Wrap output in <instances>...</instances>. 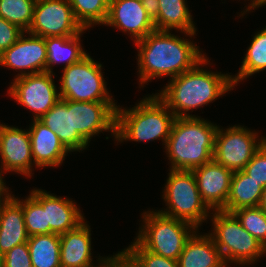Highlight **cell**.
Returning <instances> with one entry per match:
<instances>
[{"label":"cell","mask_w":266,"mask_h":267,"mask_svg":"<svg viewBox=\"0 0 266 267\" xmlns=\"http://www.w3.org/2000/svg\"><path fill=\"white\" fill-rule=\"evenodd\" d=\"M135 240L147 251L177 260L186 241L198 229L192 224L158 211H144Z\"/></svg>","instance_id":"6"},{"label":"cell","mask_w":266,"mask_h":267,"mask_svg":"<svg viewBox=\"0 0 266 267\" xmlns=\"http://www.w3.org/2000/svg\"><path fill=\"white\" fill-rule=\"evenodd\" d=\"M39 121L56 133L70 152H80L89 146V143L77 131H73L72 100L60 98Z\"/></svg>","instance_id":"20"},{"label":"cell","mask_w":266,"mask_h":267,"mask_svg":"<svg viewBox=\"0 0 266 267\" xmlns=\"http://www.w3.org/2000/svg\"><path fill=\"white\" fill-rule=\"evenodd\" d=\"M87 221L60 235L61 267H94L91 251V230Z\"/></svg>","instance_id":"21"},{"label":"cell","mask_w":266,"mask_h":267,"mask_svg":"<svg viewBox=\"0 0 266 267\" xmlns=\"http://www.w3.org/2000/svg\"><path fill=\"white\" fill-rule=\"evenodd\" d=\"M116 109L115 139L149 142L161 139L166 145L175 115L155 94L149 95L131 109Z\"/></svg>","instance_id":"4"},{"label":"cell","mask_w":266,"mask_h":267,"mask_svg":"<svg viewBox=\"0 0 266 267\" xmlns=\"http://www.w3.org/2000/svg\"><path fill=\"white\" fill-rule=\"evenodd\" d=\"M196 230L186 241L178 257L179 267H229L209 234L199 235Z\"/></svg>","instance_id":"22"},{"label":"cell","mask_w":266,"mask_h":267,"mask_svg":"<svg viewBox=\"0 0 266 267\" xmlns=\"http://www.w3.org/2000/svg\"><path fill=\"white\" fill-rule=\"evenodd\" d=\"M215 137L213 160L232 172L242 171L266 141L258 132L240 125L219 128ZM260 140V141H259Z\"/></svg>","instance_id":"9"},{"label":"cell","mask_w":266,"mask_h":267,"mask_svg":"<svg viewBox=\"0 0 266 267\" xmlns=\"http://www.w3.org/2000/svg\"><path fill=\"white\" fill-rule=\"evenodd\" d=\"M263 187L243 171L233 173L228 199L223 211L232 213L240 208L259 206Z\"/></svg>","instance_id":"25"},{"label":"cell","mask_w":266,"mask_h":267,"mask_svg":"<svg viewBox=\"0 0 266 267\" xmlns=\"http://www.w3.org/2000/svg\"><path fill=\"white\" fill-rule=\"evenodd\" d=\"M31 124L28 130L35 168L60 166L70 151L57 134L39 120H33Z\"/></svg>","instance_id":"18"},{"label":"cell","mask_w":266,"mask_h":267,"mask_svg":"<svg viewBox=\"0 0 266 267\" xmlns=\"http://www.w3.org/2000/svg\"><path fill=\"white\" fill-rule=\"evenodd\" d=\"M117 107L115 102L72 101L73 131L88 143L103 131L112 133L115 139Z\"/></svg>","instance_id":"14"},{"label":"cell","mask_w":266,"mask_h":267,"mask_svg":"<svg viewBox=\"0 0 266 267\" xmlns=\"http://www.w3.org/2000/svg\"><path fill=\"white\" fill-rule=\"evenodd\" d=\"M202 201L211 210H222L228 199L233 173L211 160L192 170Z\"/></svg>","instance_id":"15"},{"label":"cell","mask_w":266,"mask_h":267,"mask_svg":"<svg viewBox=\"0 0 266 267\" xmlns=\"http://www.w3.org/2000/svg\"><path fill=\"white\" fill-rule=\"evenodd\" d=\"M170 32L155 30L135 42L138 47L139 84L142 87L151 79L177 77L193 69L205 58L199 46L191 40Z\"/></svg>","instance_id":"1"},{"label":"cell","mask_w":266,"mask_h":267,"mask_svg":"<svg viewBox=\"0 0 266 267\" xmlns=\"http://www.w3.org/2000/svg\"><path fill=\"white\" fill-rule=\"evenodd\" d=\"M232 213L243 228L266 247V211L256 206L240 208Z\"/></svg>","instance_id":"30"},{"label":"cell","mask_w":266,"mask_h":267,"mask_svg":"<svg viewBox=\"0 0 266 267\" xmlns=\"http://www.w3.org/2000/svg\"><path fill=\"white\" fill-rule=\"evenodd\" d=\"M24 33L0 55V66L20 71L15 78L46 72L47 50L43 37ZM30 70V71H29ZM28 71V72H27Z\"/></svg>","instance_id":"13"},{"label":"cell","mask_w":266,"mask_h":267,"mask_svg":"<svg viewBox=\"0 0 266 267\" xmlns=\"http://www.w3.org/2000/svg\"><path fill=\"white\" fill-rule=\"evenodd\" d=\"M82 30L68 0H36L27 33L43 38L70 37Z\"/></svg>","instance_id":"11"},{"label":"cell","mask_w":266,"mask_h":267,"mask_svg":"<svg viewBox=\"0 0 266 267\" xmlns=\"http://www.w3.org/2000/svg\"><path fill=\"white\" fill-rule=\"evenodd\" d=\"M53 76L54 73L41 72L15 78L8 95L33 112L32 120H39L60 100Z\"/></svg>","instance_id":"10"},{"label":"cell","mask_w":266,"mask_h":267,"mask_svg":"<svg viewBox=\"0 0 266 267\" xmlns=\"http://www.w3.org/2000/svg\"><path fill=\"white\" fill-rule=\"evenodd\" d=\"M36 0H0V17L28 32Z\"/></svg>","instance_id":"29"},{"label":"cell","mask_w":266,"mask_h":267,"mask_svg":"<svg viewBox=\"0 0 266 267\" xmlns=\"http://www.w3.org/2000/svg\"><path fill=\"white\" fill-rule=\"evenodd\" d=\"M123 249L130 257L133 267H179L178 261L144 249L136 240Z\"/></svg>","instance_id":"31"},{"label":"cell","mask_w":266,"mask_h":267,"mask_svg":"<svg viewBox=\"0 0 266 267\" xmlns=\"http://www.w3.org/2000/svg\"><path fill=\"white\" fill-rule=\"evenodd\" d=\"M218 125L197 117L175 118L165 145L171 170L192 171L213 160Z\"/></svg>","instance_id":"3"},{"label":"cell","mask_w":266,"mask_h":267,"mask_svg":"<svg viewBox=\"0 0 266 267\" xmlns=\"http://www.w3.org/2000/svg\"><path fill=\"white\" fill-rule=\"evenodd\" d=\"M3 176L0 175V204L1 202L10 194L9 188L6 187V183H4ZM4 196V197H3Z\"/></svg>","instance_id":"39"},{"label":"cell","mask_w":266,"mask_h":267,"mask_svg":"<svg viewBox=\"0 0 266 267\" xmlns=\"http://www.w3.org/2000/svg\"><path fill=\"white\" fill-rule=\"evenodd\" d=\"M25 33L18 26L0 17V55L10 48Z\"/></svg>","instance_id":"35"},{"label":"cell","mask_w":266,"mask_h":267,"mask_svg":"<svg viewBox=\"0 0 266 267\" xmlns=\"http://www.w3.org/2000/svg\"><path fill=\"white\" fill-rule=\"evenodd\" d=\"M23 217L29 237L46 234V209L31 194L23 200Z\"/></svg>","instance_id":"32"},{"label":"cell","mask_w":266,"mask_h":267,"mask_svg":"<svg viewBox=\"0 0 266 267\" xmlns=\"http://www.w3.org/2000/svg\"><path fill=\"white\" fill-rule=\"evenodd\" d=\"M263 188L266 186V141L242 170Z\"/></svg>","instance_id":"33"},{"label":"cell","mask_w":266,"mask_h":267,"mask_svg":"<svg viewBox=\"0 0 266 267\" xmlns=\"http://www.w3.org/2000/svg\"><path fill=\"white\" fill-rule=\"evenodd\" d=\"M27 245L32 267H61L59 234L32 235Z\"/></svg>","instance_id":"26"},{"label":"cell","mask_w":266,"mask_h":267,"mask_svg":"<svg viewBox=\"0 0 266 267\" xmlns=\"http://www.w3.org/2000/svg\"><path fill=\"white\" fill-rule=\"evenodd\" d=\"M104 25L127 32L133 37L134 43L156 30L141 0H110Z\"/></svg>","instance_id":"16"},{"label":"cell","mask_w":266,"mask_h":267,"mask_svg":"<svg viewBox=\"0 0 266 267\" xmlns=\"http://www.w3.org/2000/svg\"><path fill=\"white\" fill-rule=\"evenodd\" d=\"M259 206L266 211V186L263 188V192H262V198L260 201Z\"/></svg>","instance_id":"40"},{"label":"cell","mask_w":266,"mask_h":267,"mask_svg":"<svg viewBox=\"0 0 266 267\" xmlns=\"http://www.w3.org/2000/svg\"><path fill=\"white\" fill-rule=\"evenodd\" d=\"M30 194L46 209V234L61 235L85 221L76 202L69 198L58 197L41 189H32Z\"/></svg>","instance_id":"17"},{"label":"cell","mask_w":266,"mask_h":267,"mask_svg":"<svg viewBox=\"0 0 266 267\" xmlns=\"http://www.w3.org/2000/svg\"><path fill=\"white\" fill-rule=\"evenodd\" d=\"M24 217L23 199L9 194L0 204V252L4 255L14 246L28 241Z\"/></svg>","instance_id":"19"},{"label":"cell","mask_w":266,"mask_h":267,"mask_svg":"<svg viewBox=\"0 0 266 267\" xmlns=\"http://www.w3.org/2000/svg\"><path fill=\"white\" fill-rule=\"evenodd\" d=\"M86 30L83 29L79 34L70 37L44 38L47 50L46 72L53 73L52 67L58 63H65L64 68H66L88 55L80 42V37Z\"/></svg>","instance_id":"24"},{"label":"cell","mask_w":266,"mask_h":267,"mask_svg":"<svg viewBox=\"0 0 266 267\" xmlns=\"http://www.w3.org/2000/svg\"><path fill=\"white\" fill-rule=\"evenodd\" d=\"M77 22L83 29L104 25L108 17L110 0H68Z\"/></svg>","instance_id":"28"},{"label":"cell","mask_w":266,"mask_h":267,"mask_svg":"<svg viewBox=\"0 0 266 267\" xmlns=\"http://www.w3.org/2000/svg\"><path fill=\"white\" fill-rule=\"evenodd\" d=\"M0 175L5 172L31 177L33 157L29 130L0 123ZM3 171V172H2Z\"/></svg>","instance_id":"12"},{"label":"cell","mask_w":266,"mask_h":267,"mask_svg":"<svg viewBox=\"0 0 266 267\" xmlns=\"http://www.w3.org/2000/svg\"><path fill=\"white\" fill-rule=\"evenodd\" d=\"M3 266V254L0 252V267Z\"/></svg>","instance_id":"41"},{"label":"cell","mask_w":266,"mask_h":267,"mask_svg":"<svg viewBox=\"0 0 266 267\" xmlns=\"http://www.w3.org/2000/svg\"><path fill=\"white\" fill-rule=\"evenodd\" d=\"M141 2L148 16L154 21L160 10L159 0H141Z\"/></svg>","instance_id":"37"},{"label":"cell","mask_w":266,"mask_h":267,"mask_svg":"<svg viewBox=\"0 0 266 267\" xmlns=\"http://www.w3.org/2000/svg\"><path fill=\"white\" fill-rule=\"evenodd\" d=\"M207 58L193 69L171 78L164 89L156 94L176 118L196 117L188 111L193 112V109L201 108L234 89L232 75L207 71L201 67L210 64Z\"/></svg>","instance_id":"2"},{"label":"cell","mask_w":266,"mask_h":267,"mask_svg":"<svg viewBox=\"0 0 266 267\" xmlns=\"http://www.w3.org/2000/svg\"><path fill=\"white\" fill-rule=\"evenodd\" d=\"M98 261V264L94 267H133L130 257L124 250L111 257H100Z\"/></svg>","instance_id":"36"},{"label":"cell","mask_w":266,"mask_h":267,"mask_svg":"<svg viewBox=\"0 0 266 267\" xmlns=\"http://www.w3.org/2000/svg\"><path fill=\"white\" fill-rule=\"evenodd\" d=\"M102 64L88 54L81 61L63 68L60 98L72 101L115 102L106 88Z\"/></svg>","instance_id":"8"},{"label":"cell","mask_w":266,"mask_h":267,"mask_svg":"<svg viewBox=\"0 0 266 267\" xmlns=\"http://www.w3.org/2000/svg\"><path fill=\"white\" fill-rule=\"evenodd\" d=\"M266 69V26L263 30L255 33L251 44L247 49L242 65L232 80L234 86L240 81L255 73H259Z\"/></svg>","instance_id":"27"},{"label":"cell","mask_w":266,"mask_h":267,"mask_svg":"<svg viewBox=\"0 0 266 267\" xmlns=\"http://www.w3.org/2000/svg\"><path fill=\"white\" fill-rule=\"evenodd\" d=\"M2 267H32L27 242L16 245L6 252L3 255Z\"/></svg>","instance_id":"34"},{"label":"cell","mask_w":266,"mask_h":267,"mask_svg":"<svg viewBox=\"0 0 266 267\" xmlns=\"http://www.w3.org/2000/svg\"><path fill=\"white\" fill-rule=\"evenodd\" d=\"M213 212V230L208 234L213 238L226 265L234 263L248 266L266 254V247L243 228L233 213L223 210Z\"/></svg>","instance_id":"5"},{"label":"cell","mask_w":266,"mask_h":267,"mask_svg":"<svg viewBox=\"0 0 266 267\" xmlns=\"http://www.w3.org/2000/svg\"><path fill=\"white\" fill-rule=\"evenodd\" d=\"M158 17L153 21L158 31H181L185 36L194 37L196 28L185 0H159Z\"/></svg>","instance_id":"23"},{"label":"cell","mask_w":266,"mask_h":267,"mask_svg":"<svg viewBox=\"0 0 266 267\" xmlns=\"http://www.w3.org/2000/svg\"><path fill=\"white\" fill-rule=\"evenodd\" d=\"M168 173L163 199L167 208L158 212L192 224L196 229L206 221L210 209L202 201L192 171L171 170Z\"/></svg>","instance_id":"7"},{"label":"cell","mask_w":266,"mask_h":267,"mask_svg":"<svg viewBox=\"0 0 266 267\" xmlns=\"http://www.w3.org/2000/svg\"><path fill=\"white\" fill-rule=\"evenodd\" d=\"M250 2L251 3L249 4V6H247L246 9L242 11L243 13L239 16H244L246 12L249 13V11L252 9L256 10V8L266 5V0H251Z\"/></svg>","instance_id":"38"}]
</instances>
